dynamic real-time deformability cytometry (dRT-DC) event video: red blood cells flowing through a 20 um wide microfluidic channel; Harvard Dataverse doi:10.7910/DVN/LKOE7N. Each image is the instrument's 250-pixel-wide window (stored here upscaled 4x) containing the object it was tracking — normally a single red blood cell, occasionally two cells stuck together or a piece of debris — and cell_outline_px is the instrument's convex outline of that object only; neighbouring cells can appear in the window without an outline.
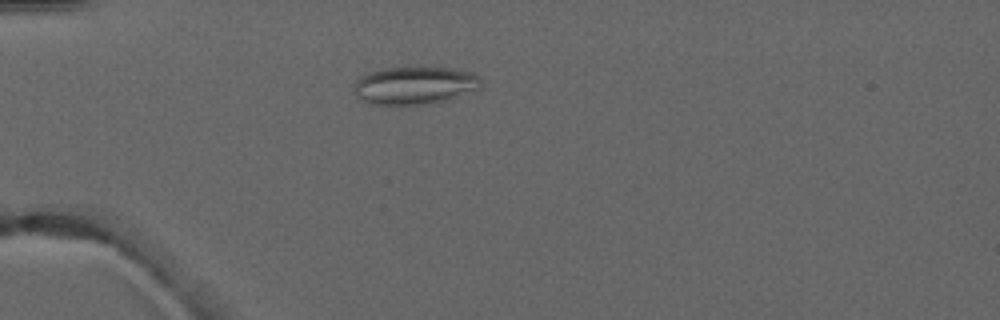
{"species": "common noctule bat (a hibernating species)", "species_latin": "Nyctalus noctula", "temperature_condition": "warm", "stored_images_in_passage": 5, "camera_frame_rate_fps": 3000, "um_per_image_px": 0.085, "animal": {"sex": "male", "forearm_length_mm": 52.5}, "frame": {"image": 1, "passage_image": 5, "time_ms": 4.333, "image_size_px": [1000, 320], "cell_outline_px": [[480, 88], [432, 104], [396, 108], [372, 104], [356, 96], [356, 80], [360, 76], [368, 72], [384, 68], [452, 68], [472, 72], [480, 76]], "centroid_in_image_um": [35.22, 7.3], "position_along_channel_um": 49.8, "area_um2": 28.38}}